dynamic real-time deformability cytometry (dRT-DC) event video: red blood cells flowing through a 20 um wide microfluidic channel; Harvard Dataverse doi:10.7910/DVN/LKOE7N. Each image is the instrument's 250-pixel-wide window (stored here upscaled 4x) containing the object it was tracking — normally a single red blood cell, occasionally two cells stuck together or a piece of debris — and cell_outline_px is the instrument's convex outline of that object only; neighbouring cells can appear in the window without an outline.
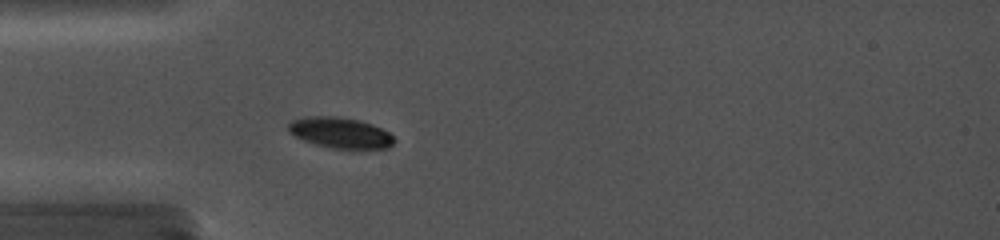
{"species": "common noctule bat (a hibernating species)", "species_latin": "Nyctalus noctula", "temperature_condition": "cold", "stored_images_in_passage": 8, "camera_frame_rate_fps": 5000, "um_per_image_px": 0.085, "animal": {"sex": "female", "body_mass_g": 19.0, "forearm_length_mm": 56.7}, "frame": {"image": 1, "passage_image": 6, "time_ms": 3.4, "image_size_px": [1000, 240], "cell_outline_px": [[396, 140], [388, 148], [332, 148], [316, 144], [304, 140], [288, 132], [288, 124], [292, 120], [304, 116], [336, 116], [360, 120], [372, 124], [388, 132]], "centroid_in_image_um": [28.91, 11.27], "position_along_channel_um": 56.1, "area_um2": 18.84}}